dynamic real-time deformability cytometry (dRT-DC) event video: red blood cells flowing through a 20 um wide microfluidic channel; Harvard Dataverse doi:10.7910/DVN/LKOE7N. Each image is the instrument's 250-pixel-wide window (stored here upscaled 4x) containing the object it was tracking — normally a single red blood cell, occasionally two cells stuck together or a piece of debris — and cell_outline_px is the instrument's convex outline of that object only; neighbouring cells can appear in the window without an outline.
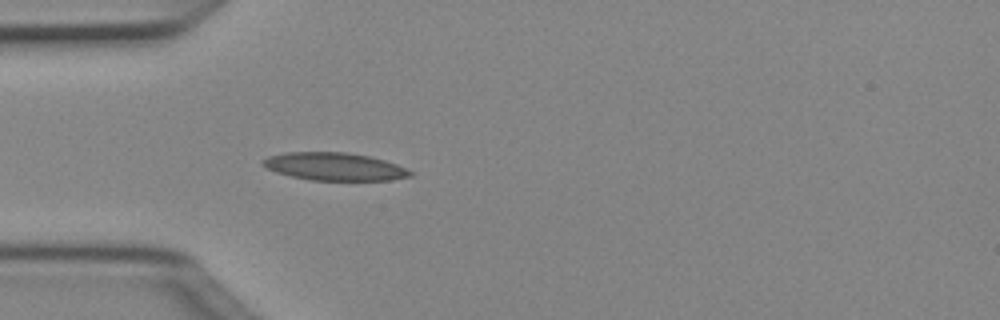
{"species": "Egyptian fruit bat (a non-hibernating species)", "species_latin": "Rousettus aegyptiacus", "temperature_condition": "cold", "stored_images_in_passage": 36, "camera_frame_rate_fps": 3000, "um_per_image_px": 0.085, "animal": {"sex": "female"}, "frame": {"image": 1, "passage_image": 1, "time_ms": 0.0, "image_size_px": [1000, 320], "cell_outline_px": [[412, 176], [392, 180], [312, 180], [292, 176], [276, 172], [260, 164], [260, 160], [268, 156], [284, 152], [344, 152], [368, 156], [384, 160], [396, 164], [412, 172]], "centroid_in_image_um": [28.39, 14.15], "position_along_channel_um": 56.6, "area_um2": 23.76}}
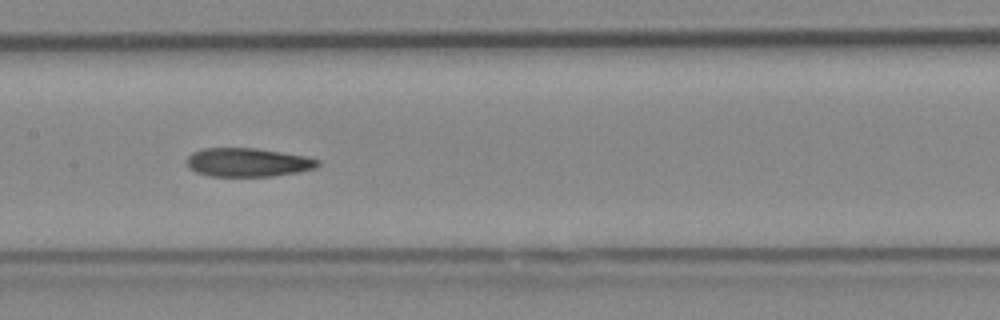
{"frame": {"image": 2, "passage_image": 11, "time_ms": 3.333, "image_size_px": [1000, 320], "cell_outline_px": [[320, 164], [316, 168], [296, 172], [272, 176], [208, 176], [196, 172], [188, 168], [188, 156], [192, 152], [200, 148], [256, 148], [308, 156], [320, 160]], "centroid_in_image_um": [21.07, 13.79], "position_along_channel_um": 186.3, "area_um2": 22.02}}
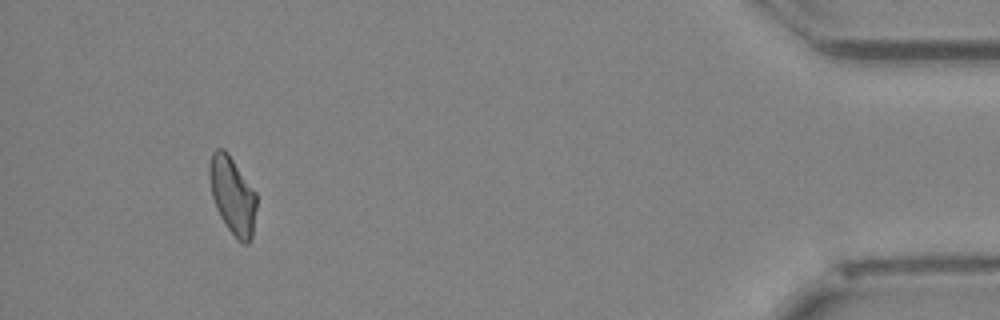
{"frame": {"image": 3, "passage_image": 33, "time_ms": 10.667, "image_size_px": [1000, 320], "cell_outline_px": [[256, 208], [252, 236], [248, 244], [244, 244], [228, 228], [220, 216], [216, 208], [212, 196], [208, 176], [208, 164], [212, 152], [216, 148], [224, 148], [228, 152], [256, 192]], "centroid_in_image_um": [19.74, 16.55], "position_along_channel_um": 415.5, "area_um2": 21.27}, "authors_computed_cell_mechanics": {"area_um2": 22.0796, "velocity_mm_per_s": 4.0369, "shape_relaxation_time_tau1_ms": null, "shape_relaxation_time_tau2_ms": 7.2099, "deformation_change_tau1": null, "deformation_change_tau2": 0.1667}}